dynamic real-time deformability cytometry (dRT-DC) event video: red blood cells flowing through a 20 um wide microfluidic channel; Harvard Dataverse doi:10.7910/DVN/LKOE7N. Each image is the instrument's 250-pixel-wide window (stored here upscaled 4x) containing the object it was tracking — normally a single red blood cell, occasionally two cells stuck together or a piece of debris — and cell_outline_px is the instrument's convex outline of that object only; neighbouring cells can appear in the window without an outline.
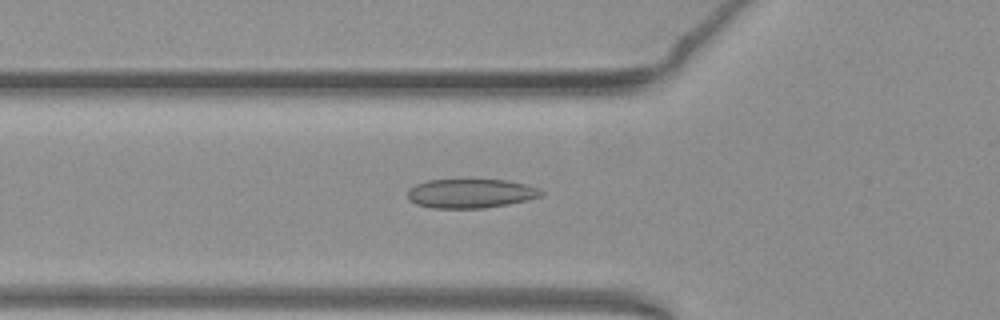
{"species": "common noctule bat (a hibernating species)", "species_latin": "Nyctalus noctula", "temperature_condition": "warm", "stored_images_in_passage": 48, "camera_frame_rate_fps": 3000, "um_per_image_px": 0.085, "animal": {"sex": "female", "body_mass_g": 19.3, "forearm_length_mm": 54.1}, "frame": {"image": 1, "passage_image": 14, "time_ms": 4.333, "image_size_px": [1000, 320], "cell_outline_px": [[544, 196], [528, 200], [508, 204], [484, 208], [432, 208], [416, 204], [408, 200], [408, 192], [416, 184], [428, 180], [504, 180], [524, 184], [540, 188], [544, 192]], "centroid_in_image_um": [40.04, 16.45], "position_along_channel_um": 85.8, "area_um2": 22.66}}
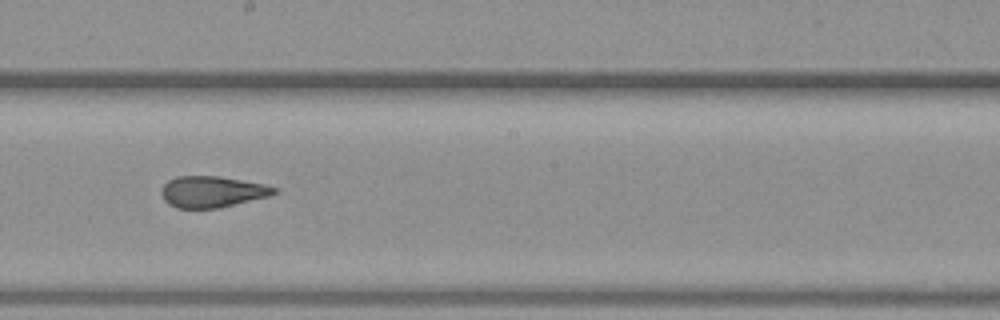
{"frame": {"image": 2, "passage_image": 25, "time_ms": 8.0, "image_size_px": [1000, 320], "cell_outline_px": [[276, 192], [268, 196], [220, 208], [176, 208], [168, 204], [164, 200], [160, 192], [164, 184], [168, 180], [176, 176], [220, 176], [264, 184], [276, 188]], "centroid_in_image_um": [17.98, 16.3], "position_along_channel_um": 230.2, "area_um2": 20.52}}
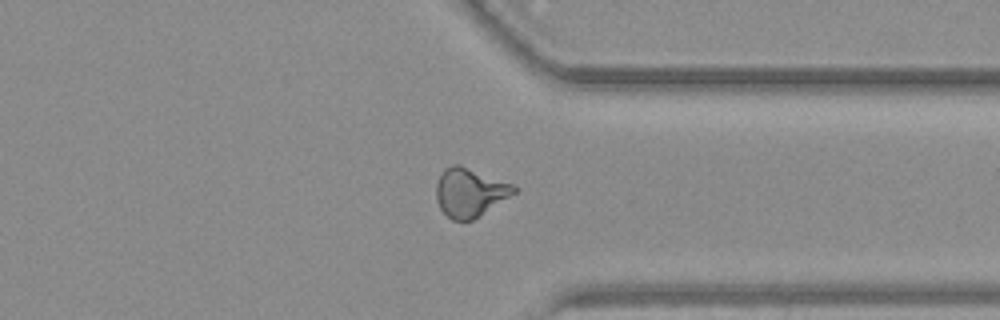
{"frame": {"image": 3, "passage_image": 36, "time_ms": 11.667, "image_size_px": [1000, 320], "cell_outline_px": [[520, 188], [516, 192], [472, 220], [452, 220], [440, 208], [436, 200], [436, 184], [440, 172], [444, 168], [452, 164], [460, 164], [512, 184]], "centroid_in_image_um": [39.91, 16.33], "position_along_channel_um": 371.5, "area_um2": 21.96}, "authors_computed_cell_mechanics": {"area_um2": 21.5883, "velocity_mm_per_s": 3.9119, "shape_relaxation_time_tau1_ms": null, "shape_relaxation_time_tau2_ms": 1.6453, "deformation_change_tau1": null, "deformation_change_tau2": 0.1029}}